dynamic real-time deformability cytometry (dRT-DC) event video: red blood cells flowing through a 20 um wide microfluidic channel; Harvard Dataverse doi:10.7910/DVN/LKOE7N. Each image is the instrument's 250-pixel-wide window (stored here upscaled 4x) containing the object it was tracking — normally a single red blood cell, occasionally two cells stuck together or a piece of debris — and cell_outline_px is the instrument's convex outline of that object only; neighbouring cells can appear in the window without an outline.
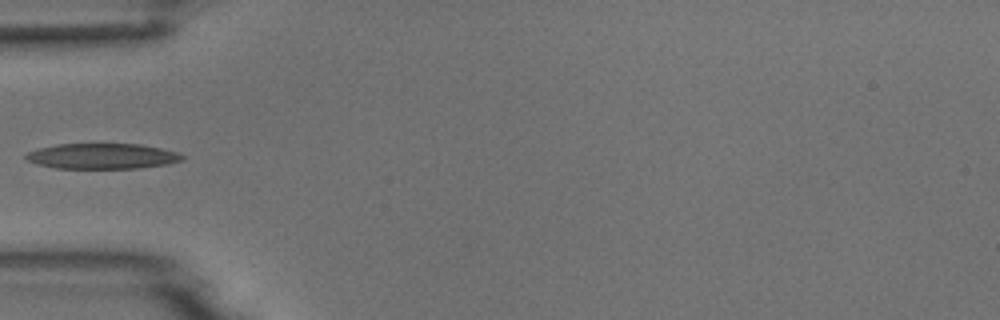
{"species": "common noctule bat (a hibernating species)", "species_latin": "Nyctalus noctula", "temperature_condition": "room temperature", "stored_images_in_passage": 5, "camera_frame_rate_fps": 3000, "um_per_image_px": 0.085, "animal": {"sex": "male", "body_mass_g": 18.8}, "frame": {"image": 1, "passage_image": 4, "time_ms": 4.333, "image_size_px": [1000, 320], "cell_outline_px": [[184, 160], [168, 164], [140, 168], [56, 168], [36, 164], [28, 160], [24, 156], [28, 152], [40, 148], [56, 144], [140, 144], [160, 148], [176, 152], [184, 156]], "centroid_in_image_um": [8.7, 13.27], "position_along_channel_um": 76.3, "area_um2": 23.12}}